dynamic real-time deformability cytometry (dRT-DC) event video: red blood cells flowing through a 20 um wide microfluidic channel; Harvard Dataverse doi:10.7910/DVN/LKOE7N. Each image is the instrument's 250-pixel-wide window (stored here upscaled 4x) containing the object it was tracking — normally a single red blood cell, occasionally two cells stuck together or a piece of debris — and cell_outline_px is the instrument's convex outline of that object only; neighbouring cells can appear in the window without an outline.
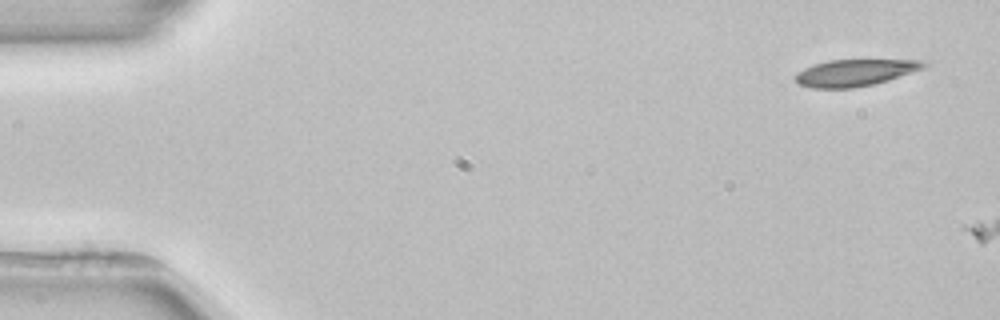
{"species": "common noctule bat (a hibernating species)", "species_latin": "Nyctalus noctula", "temperature_condition": "room temperature", "stored_images_in_passage": 2, "camera_frame_rate_fps": 3000, "um_per_image_px": 0.085, "animal": {"sex": "female", "body_mass_g": 22.7, "forearm_length_mm": 54.2}, "frame": {"image": 1, "passage_image": 1, "time_ms": 0.0, "image_size_px": [1000, 320], "cell_outline_px": [[928, 64], [924, 68], [888, 80], [872, 84], [852, 88], [812, 88], [800, 84], [792, 76], [796, 72], [804, 68], [828, 60], [920, 60]], "centroid_in_image_um": [72.64, 6.18], "position_along_channel_um": 12.4, "area_um2": 19.83}}